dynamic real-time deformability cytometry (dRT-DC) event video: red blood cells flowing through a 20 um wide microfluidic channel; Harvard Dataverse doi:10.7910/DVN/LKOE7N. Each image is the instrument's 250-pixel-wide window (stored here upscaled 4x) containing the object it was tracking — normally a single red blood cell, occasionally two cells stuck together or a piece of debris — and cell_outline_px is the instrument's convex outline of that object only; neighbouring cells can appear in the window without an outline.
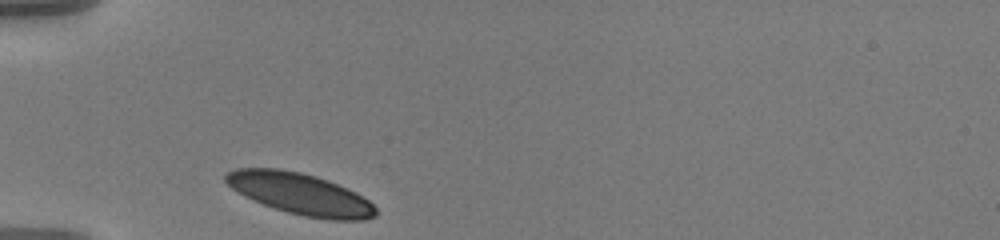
{"species": "human", "species_latin": "Homo sapiens", "temperature_condition": "warm", "stored_images_in_passage": 32, "camera_frame_rate_fps": 3000, "um_per_image_px": 0.085, "donor": {"sex": "male"}, "frame": {"image": 1, "passage_image": 1, "time_ms": 0.0, "image_size_px": [1000, 240], "cell_outline_px": [[376, 216], [364, 220], [328, 220], [304, 216], [288, 212], [264, 204], [244, 196], [232, 188], [224, 180], [224, 172], [236, 168], [280, 168], [300, 172], [316, 176], [328, 180], [348, 188], [356, 192], [368, 200], [376, 208]], "centroid_in_image_um": [25.52, 16.47], "position_along_channel_um": 59.5, "area_um2": 36.3}}
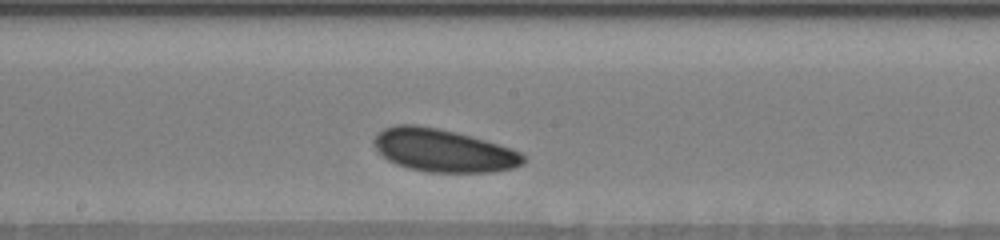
{"frame": {"image": 2, "passage_image": 15, "time_ms": 4.667, "image_size_px": [1000, 240], "cell_outline_px": [[524, 164], [516, 168], [492, 172], [428, 172], [408, 168], [396, 164], [388, 160], [376, 148], [376, 136], [384, 128], [396, 124], [416, 124], [440, 128], [456, 132], [512, 148], [520, 152], [524, 156]], "centroid_in_image_um": [37.72, 12.79], "position_along_channel_um": 210.5, "area_um2": 37.17}}
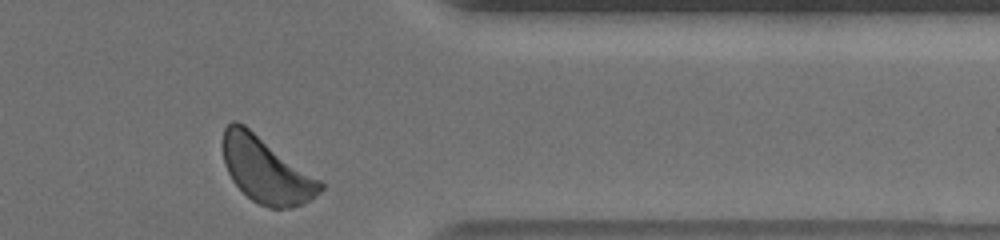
{"frame": {"image": 3, "passage_image": 31, "time_ms": 10.0, "image_size_px": [1000, 240], "cell_outline_px": [[324, 188], [320, 192], [304, 204], [292, 208], [268, 208], [252, 200], [232, 180], [224, 164], [224, 128], [232, 120], [236, 120], [244, 124], [320, 180], [324, 184]], "centroid_in_image_um": [22.62, 14.46], "position_along_channel_um": 388.8, "area_um2": 36.88}, "authors_computed_cell_mechanics": {"area_um2": 36.3562, "velocity_mm_per_s": 3.4739, "shape_relaxation_time_tau1_ms": 2.9413, "shape_relaxation_time_tau2_ms": 4.7477, "deformation_change_tau1": 0.0608, "deformation_change_tau2": 0.1117}}